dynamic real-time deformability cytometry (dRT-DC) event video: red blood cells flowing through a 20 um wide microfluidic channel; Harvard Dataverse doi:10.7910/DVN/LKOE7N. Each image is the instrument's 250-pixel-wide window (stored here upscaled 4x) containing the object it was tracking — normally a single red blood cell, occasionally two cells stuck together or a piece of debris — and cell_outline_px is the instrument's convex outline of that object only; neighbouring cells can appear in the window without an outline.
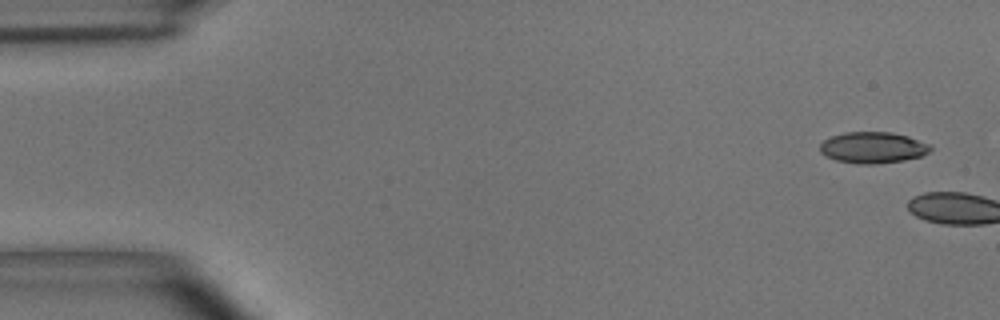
{"species": "common noctule bat (a hibernating species)", "species_latin": "Nyctalus noctula", "temperature_condition": "room temperature", "stored_images_in_passage": 2, "camera_frame_rate_fps": 3000, "um_per_image_px": 0.085, "animal": {"sex": "male", "body_mass_g": 15.6}, "frame": {"image": 1, "passage_image": 1, "time_ms": 0.0, "image_size_px": [1000, 320], "cell_outline_px": [[932, 148], [928, 152], [920, 156], [904, 160], [876, 164], [864, 164], [836, 160], [820, 152], [820, 144], [824, 140], [832, 136], [844, 132], [892, 132], [908, 136], [932, 144]], "centroid_in_image_um": [74.22, 12.53], "position_along_channel_um": 10.8, "area_um2": 20.06}}